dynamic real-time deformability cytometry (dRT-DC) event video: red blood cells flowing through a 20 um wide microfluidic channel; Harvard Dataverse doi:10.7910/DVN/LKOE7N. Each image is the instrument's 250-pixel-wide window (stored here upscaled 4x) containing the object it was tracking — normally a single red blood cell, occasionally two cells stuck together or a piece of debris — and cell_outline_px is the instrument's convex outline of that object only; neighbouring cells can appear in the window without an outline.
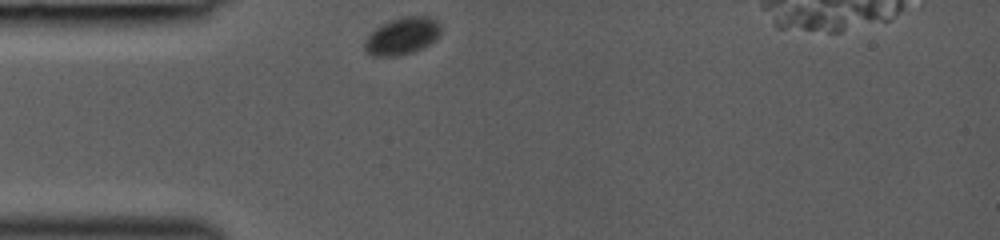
{"species": "common noctule bat (a hibernating species)", "species_latin": "Nyctalus noctula", "temperature_condition": "room temperature", "stored_images_in_passage": 30, "camera_frame_rate_fps": 3000, "um_per_image_px": 0.085, "animal": {"sex": "female", "body_mass_g": 19.0, "forearm_length_mm": 53.3}, "frame": {"image": 1, "passage_image": 1, "time_ms": 0.0, "image_size_px": [1000, 240], "cell_outline_px": [[440, 36], [436, 40], [412, 52], [396, 56], [372, 56], [364, 48], [364, 40], [376, 28], [392, 20], [404, 16], [428, 16], [436, 20], [440, 24]], "centroid_in_image_um": [34.2, 3.06], "position_along_channel_um": 50.8, "area_um2": 16.3}}
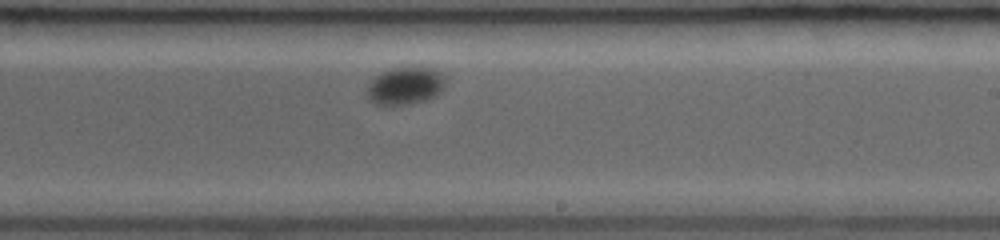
{"frame": {"image": 2, "passage_image": 18, "time_ms": 5.667, "image_size_px": [1000, 240], "cell_outline_px": [[444, 88], [436, 96], [424, 100], [408, 104], [372, 104], [368, 100], [368, 88], [372, 80], [376, 76], [392, 68], [432, 68], [440, 72], [444, 76]], "centroid_in_image_um": [34.46, 7.31], "position_along_channel_um": 254.5, "area_um2": 16.76}}
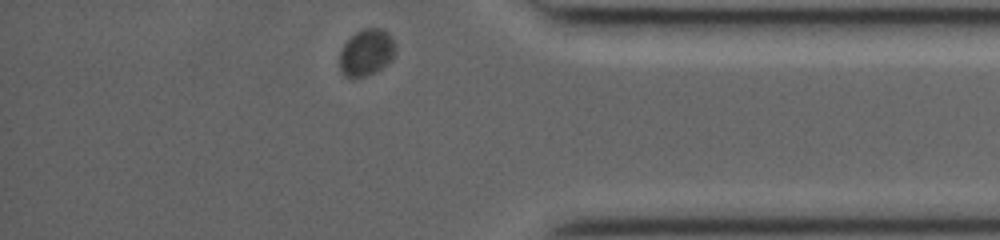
{"frame": {"image": 3, "passage_image": 30, "time_ms": 9.667, "image_size_px": [1000, 240], "cell_outline_px": [[396, 52], [388, 64], [376, 72], [352, 80], [344, 76], [340, 72], [340, 52], [344, 44], [356, 32], [364, 28], [380, 28], [388, 32], [392, 36], [396, 44]], "centroid_in_image_um": [31.16, 4.49], "position_along_channel_um": 404.0, "area_um2": 15.55}}